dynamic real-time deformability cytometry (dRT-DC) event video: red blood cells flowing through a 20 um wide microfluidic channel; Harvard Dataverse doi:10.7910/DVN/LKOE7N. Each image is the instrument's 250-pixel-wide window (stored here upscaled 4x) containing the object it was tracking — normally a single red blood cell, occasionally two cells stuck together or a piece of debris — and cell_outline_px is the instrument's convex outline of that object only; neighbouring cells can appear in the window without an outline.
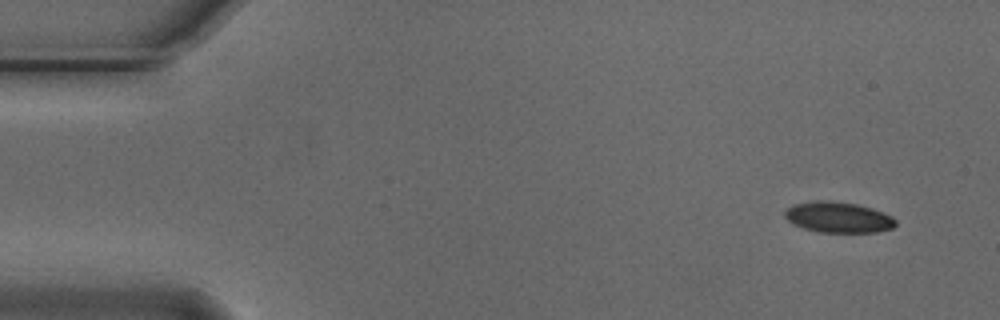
{"species": "Egyptian fruit bat (a non-hibernating species)", "species_latin": "Rousettus aegyptiacus", "temperature_condition": "cold", "stored_images_in_passage": 6, "camera_frame_rate_fps": 3000, "um_per_image_px": 0.085, "animal": {"sex": "male"}, "frame": {"image": 1, "passage_image": 1, "time_ms": 0.0, "image_size_px": [1000, 320], "cell_outline_px": [[896, 224], [892, 228], [876, 232], [816, 232], [792, 224], [784, 216], [784, 212], [788, 208], [796, 204], [816, 200], [828, 200], [856, 204], [872, 208], [892, 216], [896, 220]], "centroid_in_image_um": [71.25, 18.47], "position_along_channel_um": 13.8, "area_um2": 19.83}}
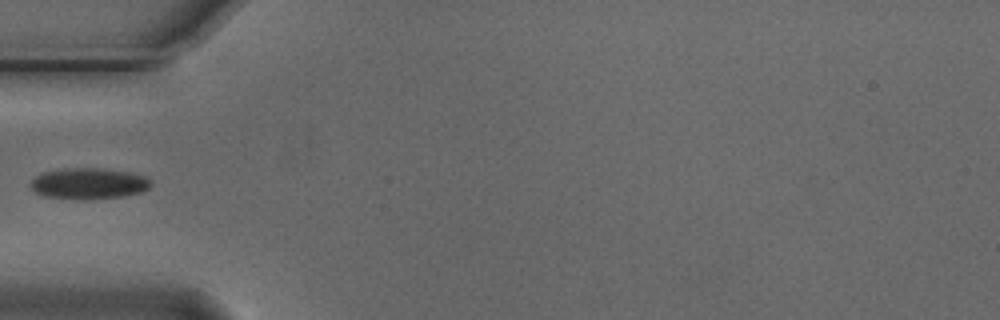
{"frame": {"image": 2, "passage_image": 5, "time_ms": 1.333, "image_size_px": [1000, 320], "cell_outline_px": [[152, 184], [148, 188], [140, 192], [124, 196], [88, 200], [84, 200], [44, 196], [36, 192], [32, 188], [32, 180], [36, 176], [44, 172], [60, 168], [104, 168], [132, 172], [144, 176], [152, 180]], "centroid_in_image_um": [7.58, 15.59], "position_along_channel_um": 77.4, "area_um2": 21.96}}
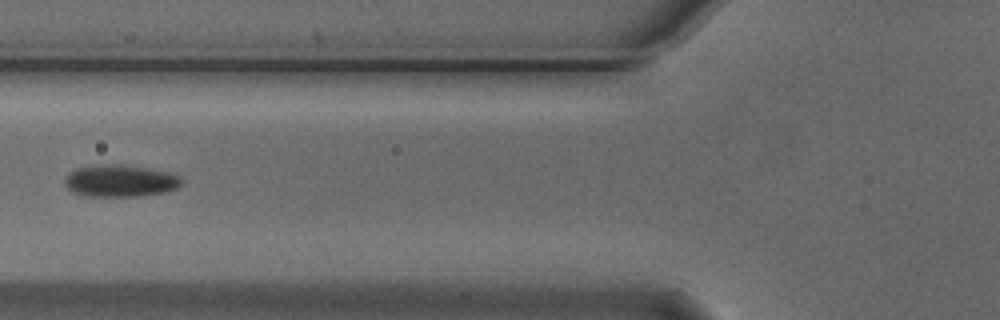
{"frame": {"image": 3, "passage_image": 6, "time_ms": 1.667, "image_size_px": [1000, 320], "cell_outline_px": [[184, 180], [176, 188], [168, 192], [140, 196], [84, 196], [72, 192], [64, 184], [64, 180], [68, 172], [76, 168], [100, 164], [124, 164], [148, 168], [168, 172], [180, 176]], "centroid_in_image_um": [10.21, 15.37], "position_along_channel_um": 115.6, "area_um2": 22.14}}